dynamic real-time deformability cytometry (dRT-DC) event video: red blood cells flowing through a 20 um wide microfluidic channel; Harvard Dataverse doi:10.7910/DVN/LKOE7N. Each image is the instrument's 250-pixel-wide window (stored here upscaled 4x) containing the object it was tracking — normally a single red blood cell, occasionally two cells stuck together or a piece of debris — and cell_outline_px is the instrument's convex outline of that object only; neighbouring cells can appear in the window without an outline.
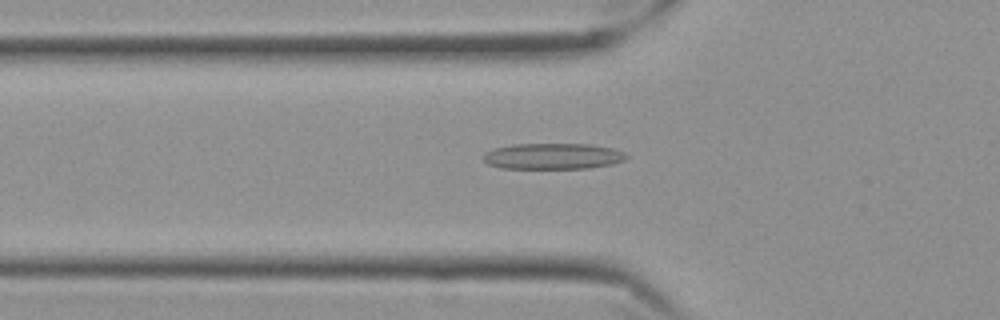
{"species": "Egyptian fruit bat (a non-hibernating species)", "species_latin": "Rousettus aegyptiacus", "temperature_condition": "cold", "stored_images_in_passage": 54, "camera_frame_rate_fps": 3000, "um_per_image_px": 0.085, "frame": {"image": 1, "passage_image": 16, "time_ms": 5.0, "image_size_px": [1000, 320], "cell_outline_px": [[628, 156], [624, 160], [612, 164], [588, 168], [500, 168], [488, 164], [484, 160], [484, 152], [496, 148], [512, 144], [592, 144], [612, 148], [624, 152]], "centroid_in_image_um": [47.0, 13.27], "position_along_channel_um": 78.8, "area_um2": 21.62}}
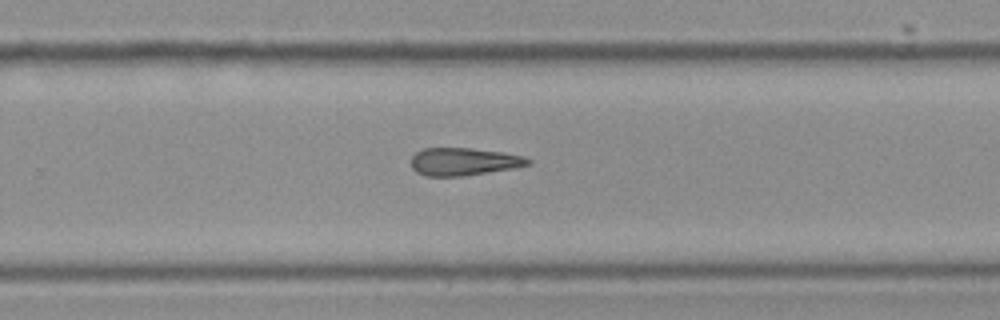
{"frame": {"image": 2, "passage_image": 34, "time_ms": 11.0, "image_size_px": [1000, 320], "cell_outline_px": [[532, 164], [516, 168], [460, 176], [424, 176], [416, 172], [412, 168], [412, 156], [416, 152], [424, 148], [472, 148], [504, 152], [524, 156], [532, 160]], "centroid_in_image_um": [39.45, 13.73], "position_along_channel_um": 290.3, "area_um2": 19.02}}
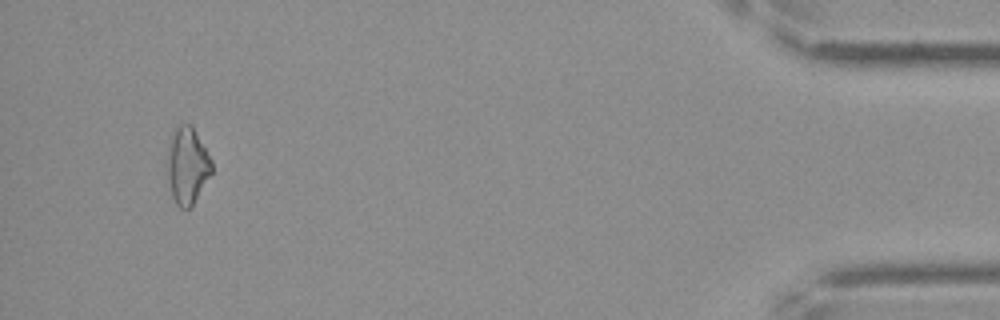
{"frame": {"image": 3, "passage_image": 51, "time_ms": 16.667, "image_size_px": [1000, 320], "cell_outline_px": [[212, 172], [192, 204], [188, 208], [180, 208], [176, 204], [172, 196], [168, 176], [168, 156], [172, 128], [176, 124], [192, 124], [212, 160]], "centroid_in_image_um": [15.92, 14.01], "position_along_channel_um": 419.3, "area_um2": 19.65}}